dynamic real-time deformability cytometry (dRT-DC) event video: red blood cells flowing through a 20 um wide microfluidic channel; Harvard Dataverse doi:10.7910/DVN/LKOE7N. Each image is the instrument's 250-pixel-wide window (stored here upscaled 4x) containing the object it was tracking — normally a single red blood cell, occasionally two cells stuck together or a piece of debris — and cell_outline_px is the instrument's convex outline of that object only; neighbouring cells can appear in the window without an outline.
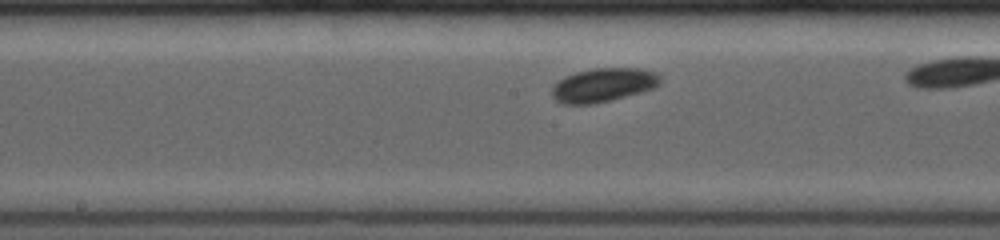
{"species": "common noctule bat (a hibernating species)", "species_latin": "Nyctalus noctula", "temperature_condition": "room temperature", "stored_images_in_passage": 32, "camera_frame_rate_fps": 4000, "um_per_image_px": 0.085, "animal": {"sex": "female", "body_mass_g": 19.0, "forearm_length_mm": 53.3}, "frame": {"image": 1, "passage_image": 9, "time_ms": 3.0, "image_size_px": [1000, 240], "cell_outline_px": [[660, 84], [656, 88], [612, 100], [592, 104], [564, 104], [556, 100], [552, 96], [552, 88], [564, 76], [576, 72], [592, 68], [640, 68], [656, 72], [660, 76]], "centroid_in_image_um": [51.31, 7.22], "position_along_channel_um": 196.9, "area_um2": 21.44}}
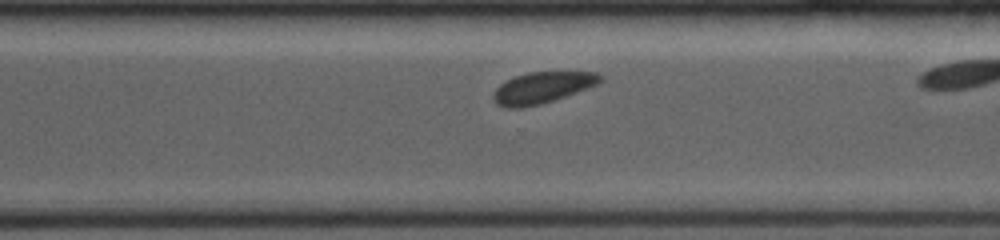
{"frame": {"image": 2, "passage_image": 23, "time_ms": 6.25, "image_size_px": [1000, 240], "cell_outline_px": [[604, 80], [600, 84], [540, 104], [520, 108], [508, 108], [496, 104], [492, 96], [496, 88], [500, 84], [516, 76], [528, 72], [596, 72], [604, 76]], "centroid_in_image_um": [46.13, 7.44], "position_along_channel_um": 324.5, "area_um2": 19.42}}
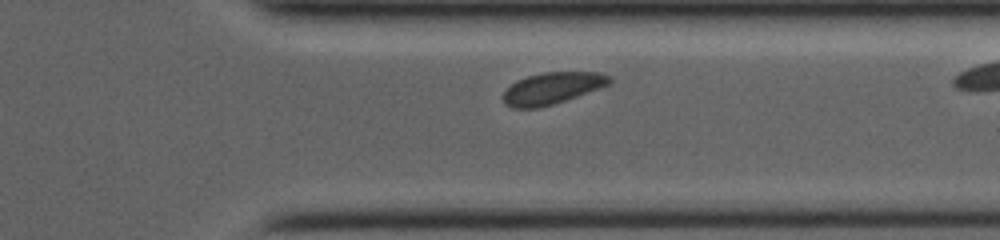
{"frame": {"image": 3, "passage_image": 28, "time_ms": 7.25, "image_size_px": [1000, 240], "cell_outline_px": [[612, 84], [552, 104], [536, 108], [512, 108], [504, 104], [504, 92], [516, 80], [528, 76], [544, 72], [600, 72], [612, 76]], "centroid_in_image_um": [46.97, 7.48], "position_along_channel_um": 364.4, "area_um2": 19.54}}